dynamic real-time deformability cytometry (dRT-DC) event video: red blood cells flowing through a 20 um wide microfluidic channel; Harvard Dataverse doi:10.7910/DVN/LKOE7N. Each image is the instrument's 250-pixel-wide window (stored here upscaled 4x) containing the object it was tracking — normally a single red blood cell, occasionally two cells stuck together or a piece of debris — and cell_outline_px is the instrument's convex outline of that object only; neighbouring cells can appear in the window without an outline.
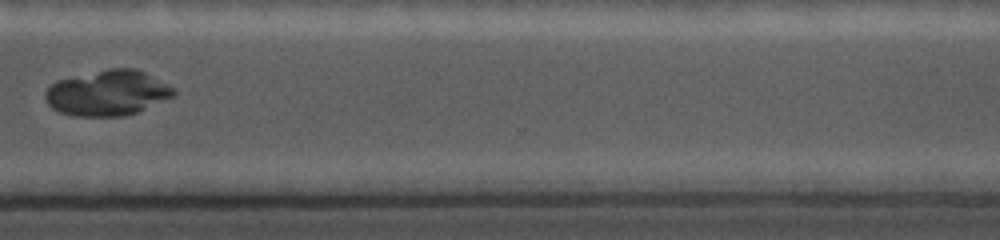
{"species": "common noctule bat (a hibernating species)", "species_latin": "Nyctalus noctula", "temperature_condition": "cold", "stored_images_in_passage": 25, "camera_frame_rate_fps": 5000, "um_per_image_px": 0.085, "animal": {"sex": "female", "body_mass_g": 19.0, "forearm_length_mm": 56.7}, "frame": {"image": 1, "passage_image": 23, "time_ms": 8.4, "image_size_px": [1000, 240], "cell_outline_px": [[176, 92], [172, 96], [136, 112], [124, 116], [72, 116], [60, 112], [52, 108], [48, 104], [48, 88], [52, 84], [60, 80], [108, 68], [136, 68], [144, 72], [172, 88]], "centroid_in_image_um": [9.13, 7.91], "position_along_channel_um": 361.5, "area_um2": 33.06}}